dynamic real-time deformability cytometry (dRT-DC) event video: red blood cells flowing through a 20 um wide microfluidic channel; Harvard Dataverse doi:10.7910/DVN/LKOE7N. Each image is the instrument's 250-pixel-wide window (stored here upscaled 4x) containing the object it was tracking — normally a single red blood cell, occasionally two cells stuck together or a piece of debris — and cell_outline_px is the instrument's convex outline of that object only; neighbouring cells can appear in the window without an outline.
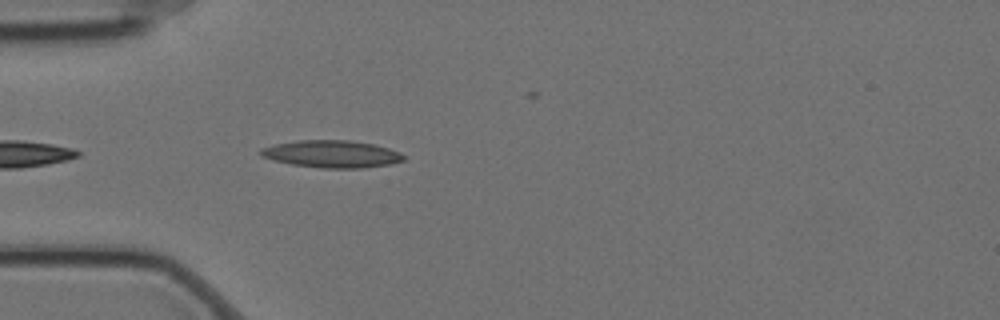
{"species": "Egyptian fruit bat (a non-hibernating species)", "species_latin": "Rousettus aegyptiacus", "temperature_condition": "cold", "stored_images_in_passage": 4, "camera_frame_rate_fps": 3000, "um_per_image_px": 0.085, "animal": {"sex": "female"}, "frame": {"image": 1, "passage_image": 4, "time_ms": 1.0, "image_size_px": [1000, 320], "cell_outline_px": [[404, 160], [392, 164], [364, 168], [320, 168], [292, 164], [272, 160], [260, 156], [260, 148], [276, 144], [300, 140], [348, 140], [372, 144], [388, 148], [400, 152], [404, 156]], "centroid_in_image_um": [28.19, 13.1], "position_along_channel_um": 56.8, "area_um2": 22.72}}